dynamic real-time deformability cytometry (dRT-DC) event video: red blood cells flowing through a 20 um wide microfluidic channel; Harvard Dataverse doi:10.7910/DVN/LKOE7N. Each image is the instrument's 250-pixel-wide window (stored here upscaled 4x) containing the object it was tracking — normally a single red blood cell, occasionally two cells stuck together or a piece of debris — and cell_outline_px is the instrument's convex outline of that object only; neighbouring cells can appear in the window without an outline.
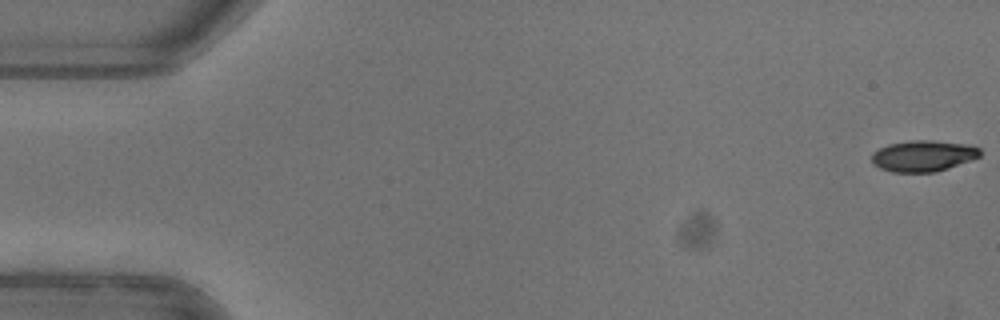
{"species": "common noctule bat (a hibernating species)", "species_latin": "Nyctalus noctula", "temperature_condition": "warm", "stored_images_in_passage": 49, "camera_frame_rate_fps": 3000, "um_per_image_px": 0.085, "animal": {"sex": "female"}, "frame": {"image": 1, "passage_image": 1, "time_ms": 0.0, "image_size_px": [1000, 320], "cell_outline_px": [[980, 156], [972, 160], [936, 172], [892, 172], [880, 168], [872, 164], [872, 152], [888, 144], [908, 140], [932, 140], [968, 144], [980, 148]], "centroid_in_image_um": [78.47, 13.24], "position_along_channel_um": 6.5, "area_um2": 19.83}}
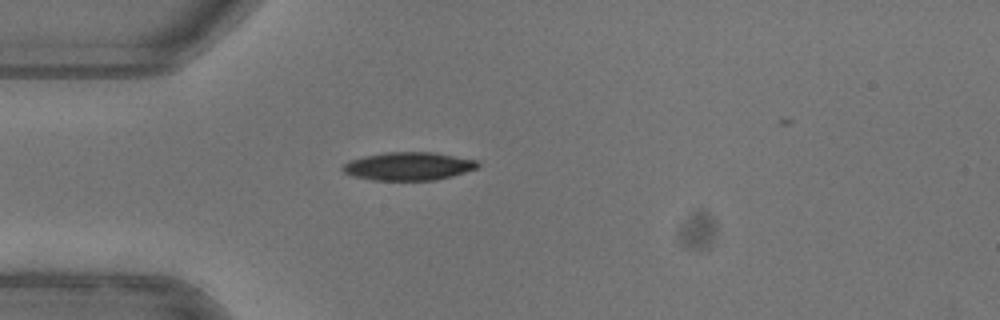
{"frame": {"image": 2, "passage_image": 15, "time_ms": 4.667, "image_size_px": [1000, 320], "cell_outline_px": [[480, 164], [476, 168], [452, 176], [436, 180], [372, 180], [352, 176], [344, 172], [340, 168], [344, 164], [352, 160], [364, 156], [384, 152], [432, 152], [476, 160]], "centroid_in_image_um": [34.69, 14.13], "position_along_channel_um": 50.3, "area_um2": 22.02}}
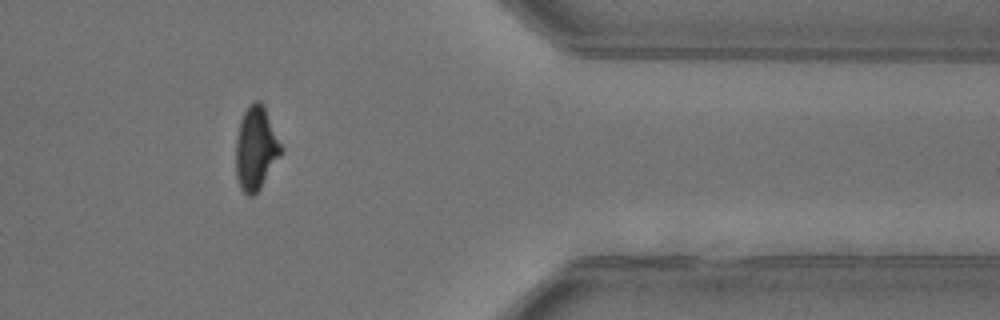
{"frame": {"image": 3, "passage_image": 43, "time_ms": 14.0, "image_size_px": [1000, 320], "cell_outline_px": [[280, 156], [260, 188], [252, 196], [248, 196], [240, 188], [236, 176], [236, 140], [240, 120], [244, 112], [256, 100], [260, 100], [264, 104], [280, 144]], "centroid_in_image_um": [21.72, 12.61], "position_along_channel_um": 389.7, "area_um2": 21.5}, "authors_computed_cell_mechanics": {"area_um2": 21.9062, "velocity_mm_per_s": 3.99, "shape_relaxation_time_tau1_ms": 3.1592, "shape_relaxation_time_tau2_ms": 8.7813, "deformation_change_tau1": 0.1562, "deformation_change_tau2": 0.1635}}